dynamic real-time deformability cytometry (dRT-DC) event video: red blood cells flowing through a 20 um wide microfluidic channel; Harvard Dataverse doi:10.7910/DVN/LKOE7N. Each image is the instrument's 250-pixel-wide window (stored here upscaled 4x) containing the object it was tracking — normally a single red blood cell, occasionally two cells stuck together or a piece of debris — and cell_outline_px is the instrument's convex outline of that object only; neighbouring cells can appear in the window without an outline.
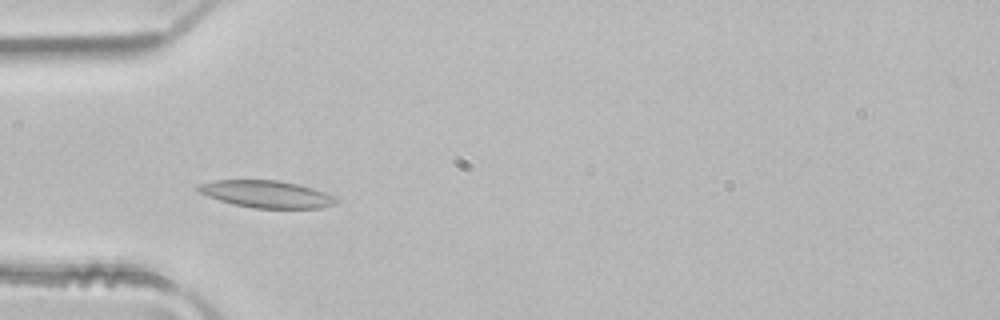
{"species": "common noctule bat (a hibernating species)", "species_latin": "Nyctalus noctula", "temperature_condition": "room temperature", "stored_images_in_passage": 3, "camera_frame_rate_fps": 3000, "um_per_image_px": 0.085, "animal": {"sex": "male", "body_mass_g": 21.5, "forearm_length_mm": 52.0}, "frame": {"image": 1, "passage_image": 2, "time_ms": 0.333, "image_size_px": [1000, 320], "cell_outline_px": [[340, 200], [336, 204], [320, 208], [252, 208], [220, 200], [196, 192], [196, 184], [212, 180], [276, 180], [300, 184], [324, 192]], "centroid_in_image_um": [22.62, 16.49], "position_along_channel_um": 62.4, "area_um2": 21.91}}
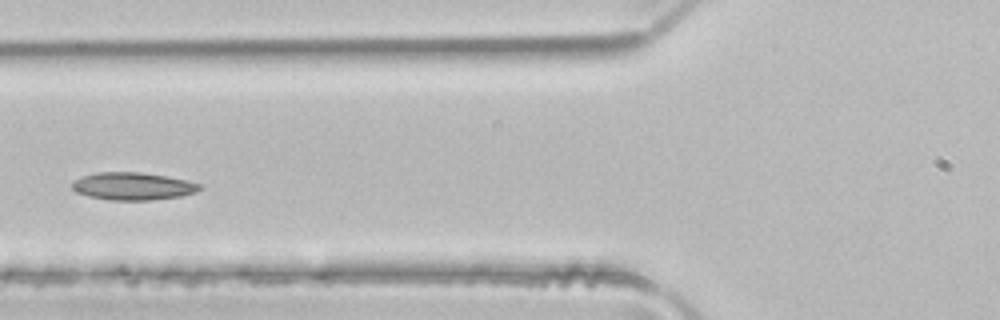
{"frame": {"image": 2, "passage_image": 3, "time_ms": 0.667, "image_size_px": [1000, 320], "cell_outline_px": [[204, 184], [196, 192], [180, 196], [148, 200], [108, 200], [88, 196], [76, 192], [72, 188], [72, 180], [96, 172], [140, 172], [188, 180]], "centroid_in_image_um": [11.29, 15.82], "position_along_channel_um": 114.5, "area_um2": 20.52}}